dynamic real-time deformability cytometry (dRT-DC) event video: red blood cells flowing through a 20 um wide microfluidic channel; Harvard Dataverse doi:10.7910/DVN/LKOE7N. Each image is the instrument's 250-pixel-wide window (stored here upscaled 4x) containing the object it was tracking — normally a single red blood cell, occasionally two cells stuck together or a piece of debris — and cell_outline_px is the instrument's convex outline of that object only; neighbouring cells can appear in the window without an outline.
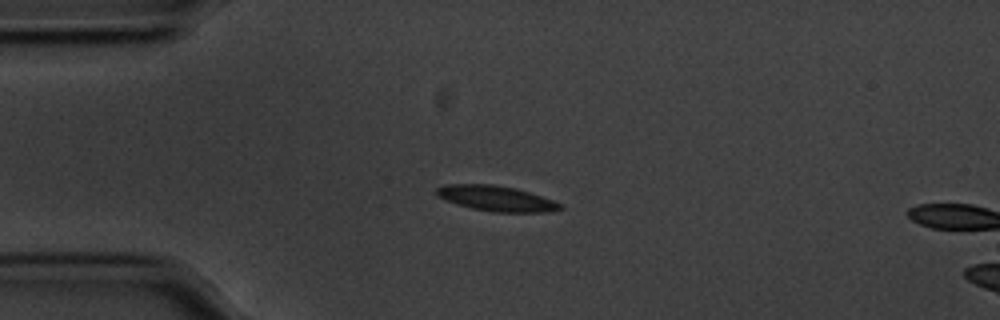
{"species": "common noctule bat (a hibernating species)", "species_latin": "Nyctalus noctula", "temperature_condition": "cold", "stored_images_in_passage": 3, "camera_frame_rate_fps": 3000, "um_per_image_px": 0.085, "animal": {"sex": "male", "body_mass_g": 20.1, "forearm_length_mm": 53.5}, "frame": {"image": 1, "passage_image": 1, "time_ms": 0.0, "image_size_px": [1000, 320], "cell_outline_px": [[564, 208], [552, 212], [492, 212], [472, 208], [448, 200], [440, 196], [436, 192], [436, 188], [444, 184], [492, 184], [516, 188], [564, 204]], "centroid_in_image_um": [42.25, 16.87], "position_along_channel_um": 42.7, "area_um2": 18.09}}